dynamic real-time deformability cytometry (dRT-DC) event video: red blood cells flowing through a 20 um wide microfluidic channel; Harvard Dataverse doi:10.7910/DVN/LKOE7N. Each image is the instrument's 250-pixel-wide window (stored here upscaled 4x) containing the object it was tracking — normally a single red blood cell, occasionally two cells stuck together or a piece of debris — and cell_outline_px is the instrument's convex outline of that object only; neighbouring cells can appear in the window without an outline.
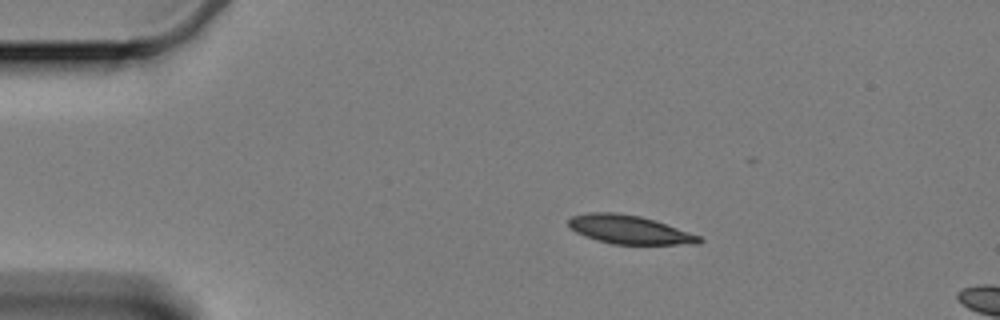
{"species": "Egyptian fruit bat (a non-hibernating species)", "species_latin": "Rousettus aegyptiacus", "temperature_condition": "cold", "stored_images_in_passage": 5, "camera_frame_rate_fps": 3000, "um_per_image_px": 0.085, "animal": {"sex": "female"}, "frame": {"image": 1, "passage_image": 1, "time_ms": 0.0, "image_size_px": [1000, 320], "cell_outline_px": [[704, 240], [700, 244], [612, 244], [596, 240], [584, 236], [568, 228], [568, 220], [572, 216], [588, 212], [616, 212], [640, 216], [656, 220], [700, 236]], "centroid_in_image_um": [53.47, 19.51], "position_along_channel_um": 31.5, "area_um2": 21.96}}